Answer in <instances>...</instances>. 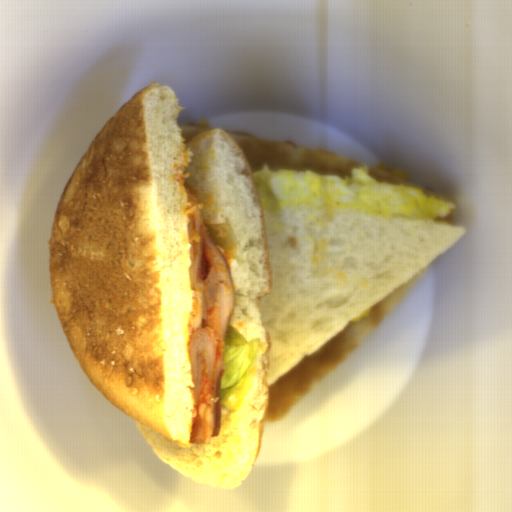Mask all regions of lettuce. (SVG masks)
Masks as SVG:
<instances>
[{
	"mask_svg": "<svg viewBox=\"0 0 512 512\" xmlns=\"http://www.w3.org/2000/svg\"><path fill=\"white\" fill-rule=\"evenodd\" d=\"M267 346L262 340H246L228 324L220 376V406L239 412L247 403Z\"/></svg>",
	"mask_w": 512,
	"mask_h": 512,
	"instance_id": "9fb2a089",
	"label": "lettuce"
}]
</instances>
